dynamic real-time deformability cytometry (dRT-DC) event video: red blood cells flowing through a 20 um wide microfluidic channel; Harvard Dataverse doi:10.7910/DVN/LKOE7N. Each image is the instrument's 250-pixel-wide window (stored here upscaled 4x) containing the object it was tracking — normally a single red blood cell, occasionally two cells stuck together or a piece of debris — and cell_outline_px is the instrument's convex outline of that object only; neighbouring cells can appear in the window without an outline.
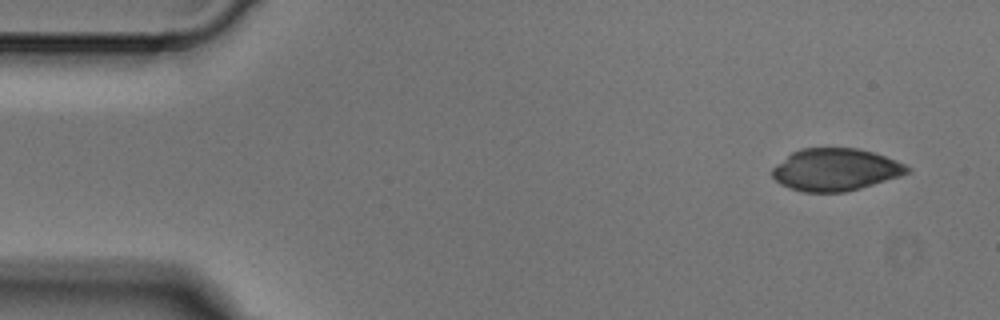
{"species": "Egyptian fruit bat (a non-hibernating species)", "species_latin": "Rousettus aegyptiacus", "temperature_condition": "cold", "stored_images_in_passage": 4, "camera_frame_rate_fps": 3000, "um_per_image_px": 0.085, "animal": {"sex": "male"}, "frame": {"image": 1, "passage_image": 1, "time_ms": 0.0, "image_size_px": [1000, 320], "cell_outline_px": [[912, 168], [908, 172], [900, 176], [860, 188], [844, 192], [804, 192], [788, 188], [780, 184], [772, 176], [772, 168], [776, 164], [792, 152], [800, 148], [860, 148], [884, 156], [904, 164]], "centroid_in_image_um": [70.98, 14.42], "position_along_channel_um": 14.0, "area_um2": 33.18}}